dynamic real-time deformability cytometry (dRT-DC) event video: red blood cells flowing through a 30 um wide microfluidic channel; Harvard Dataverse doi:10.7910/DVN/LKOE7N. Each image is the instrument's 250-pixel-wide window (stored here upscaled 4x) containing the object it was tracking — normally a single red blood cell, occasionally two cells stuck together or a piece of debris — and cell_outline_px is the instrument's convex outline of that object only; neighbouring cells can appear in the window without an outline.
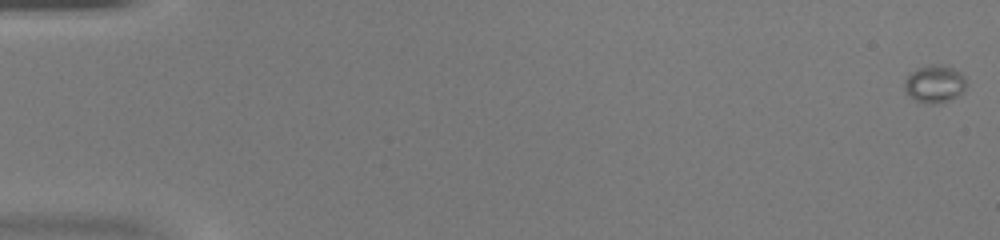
{"species": "common noctule bat (a hibernating species)", "species_latin": "Nyctalus noctula", "temperature_condition": "warm", "stored_images_in_passage": 48, "camera_frame_rate_fps": 3000, "um_per_image_px": 0.085, "animal": {"sex": "female", "body_mass_g": 20.0, "forearm_length_mm": 54.0}, "frame": {"image": 1, "passage_image": 1, "time_ms": 0.0, "image_size_px": [1000, 240], "cell_outline_px": [[964, 92], [948, 100], [936, 104], [924, 104], [912, 100], [908, 96], [904, 88], [904, 80], [916, 68], [932, 64], [940, 64], [952, 68], [960, 72], [964, 76]], "centroid_in_image_um": [79.39, 7.15], "position_along_channel_um": 5.6, "area_um2": 13.64}}
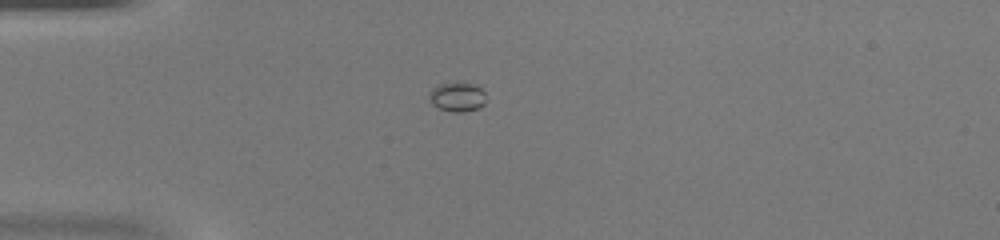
{"frame": {"image": 2, "passage_image": 14, "time_ms": 4.333, "image_size_px": [1000, 240], "cell_outline_px": [[488, 100], [484, 104], [476, 108], [460, 112], [452, 112], [440, 108], [432, 104], [428, 100], [428, 92], [436, 84], [456, 80], [472, 84], [480, 88], [484, 92]], "centroid_in_image_um": [38.83, 8.19], "position_along_channel_um": 46.2, "area_um2": 10.12}}
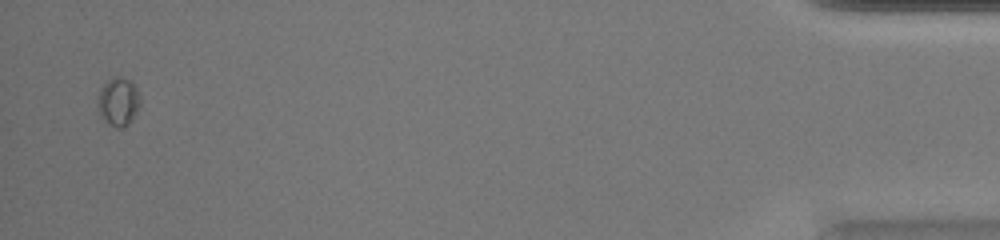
{"frame": {"image": 3, "passage_image": 47, "time_ms": 15.333, "image_size_px": [1000, 240], "cell_outline_px": [[140, 104], [132, 120], [128, 124], [120, 128], [116, 128], [104, 120], [100, 116], [96, 104], [100, 88], [112, 76], [120, 76], [128, 80], [136, 88], [140, 100]], "centroid_in_image_um": [10.02, 8.64], "position_along_channel_um": 425.2, "area_um2": 11.96}}